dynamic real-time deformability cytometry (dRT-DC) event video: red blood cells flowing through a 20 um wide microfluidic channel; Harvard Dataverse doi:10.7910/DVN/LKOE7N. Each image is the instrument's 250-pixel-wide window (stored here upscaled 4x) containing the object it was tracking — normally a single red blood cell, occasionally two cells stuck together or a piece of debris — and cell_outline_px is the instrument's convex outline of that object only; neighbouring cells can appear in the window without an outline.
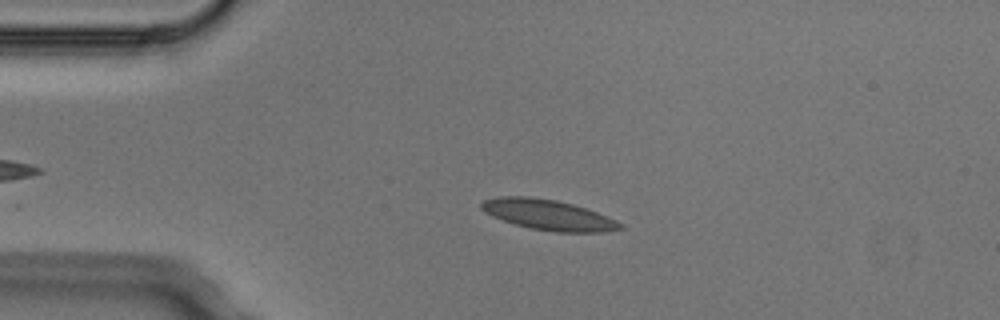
{"species": "Egyptian fruit bat (a non-hibernating species)", "species_latin": "Rousettus aegyptiacus", "temperature_condition": "cold", "stored_images_in_passage": 3, "camera_frame_rate_fps": 3000, "um_per_image_px": 0.085, "animal": {"sex": "male"}, "frame": {"image": 1, "passage_image": 3, "time_ms": 0.667, "image_size_px": [1000, 320], "cell_outline_px": [[624, 228], [600, 232], [556, 232], [532, 228], [516, 224], [492, 216], [484, 212], [480, 208], [480, 204], [484, 200], [496, 196], [528, 196], [556, 200], [588, 208], [616, 220], [624, 224]], "centroid_in_image_um": [46.61, 18.25], "position_along_channel_um": 38.4, "area_um2": 24.57}}